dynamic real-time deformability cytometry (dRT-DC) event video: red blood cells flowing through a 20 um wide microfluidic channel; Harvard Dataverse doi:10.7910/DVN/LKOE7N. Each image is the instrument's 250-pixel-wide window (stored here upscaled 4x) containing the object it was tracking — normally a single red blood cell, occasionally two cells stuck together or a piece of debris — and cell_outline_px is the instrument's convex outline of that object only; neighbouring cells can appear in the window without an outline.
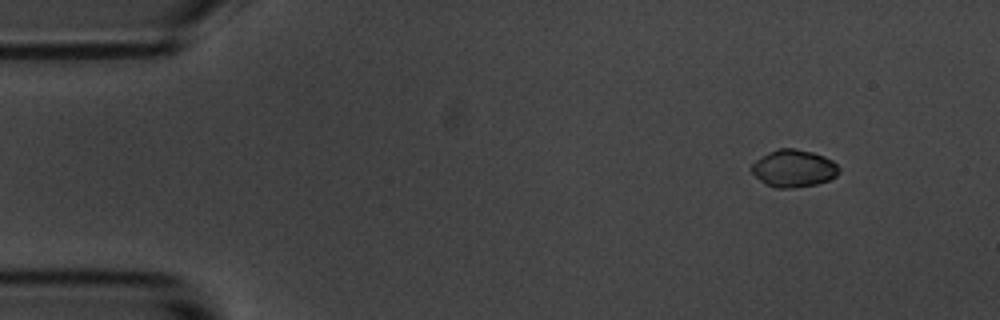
{"species": "common noctule bat (a hibernating species)", "species_latin": "Nyctalus noctula", "temperature_condition": "room temperature", "stored_images_in_passage": 6, "camera_frame_rate_fps": 3000, "um_per_image_px": 0.085, "animal": {"sex": "male", "body_mass_g": 20.1, "forearm_length_mm": 53.5}, "frame": {"image": 1, "passage_image": 2, "time_ms": 2.0, "image_size_px": [1000, 320], "cell_outline_px": [[840, 172], [836, 176], [828, 180], [816, 184], [792, 188], [776, 188], [764, 184], [748, 168], [756, 160], [768, 152], [780, 148], [796, 148], [812, 152], [824, 156], [832, 160], [840, 168]], "centroid_in_image_um": [67.45, 14.31], "position_along_channel_um": 17.5, "area_um2": 19.13}}
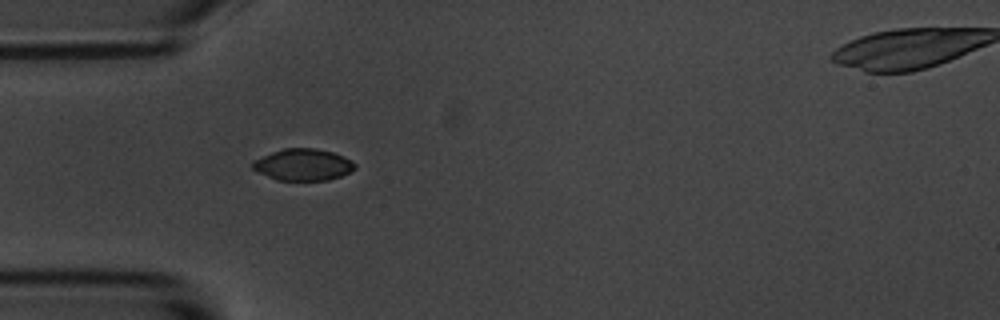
{"frame": {"image": 2, "passage_image": 5, "time_ms": 5.667, "image_size_px": [1000, 320], "cell_outline_px": [[356, 168], [340, 176], [328, 180], [276, 180], [252, 168], [252, 160], [272, 152], [284, 148], [316, 148], [332, 152], [344, 156], [352, 160], [356, 164]], "centroid_in_image_um": [25.77, 13.99], "position_along_channel_um": 59.2, "area_um2": 18.84}}